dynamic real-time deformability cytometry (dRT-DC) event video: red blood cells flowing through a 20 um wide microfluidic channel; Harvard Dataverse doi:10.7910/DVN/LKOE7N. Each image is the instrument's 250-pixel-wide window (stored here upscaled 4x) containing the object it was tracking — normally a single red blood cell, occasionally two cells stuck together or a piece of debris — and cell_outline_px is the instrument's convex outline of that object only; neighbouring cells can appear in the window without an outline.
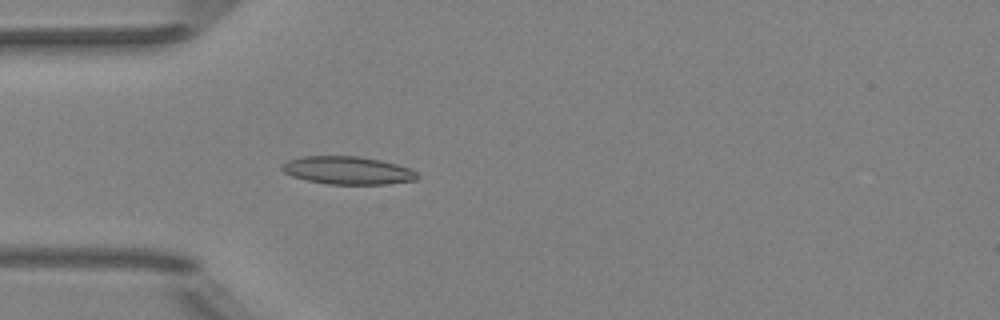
{"species": "Egyptian fruit bat (a non-hibernating species)", "species_latin": "Rousettus aegyptiacus", "temperature_condition": "room temperature", "stored_images_in_passage": 42, "camera_frame_rate_fps": 3000, "um_per_image_px": 0.085, "animal": {"sex": "female"}, "frame": {"image": 1, "passage_image": 6, "time_ms": 1.667, "image_size_px": [1000, 320], "cell_outline_px": [[420, 176], [416, 180], [384, 184], [328, 184], [308, 180], [292, 176], [284, 172], [280, 168], [280, 164], [288, 160], [300, 156], [360, 156], [380, 160], [412, 168]], "centroid_in_image_um": [29.55, 14.47], "position_along_channel_um": 55.5, "area_um2": 22.14}}
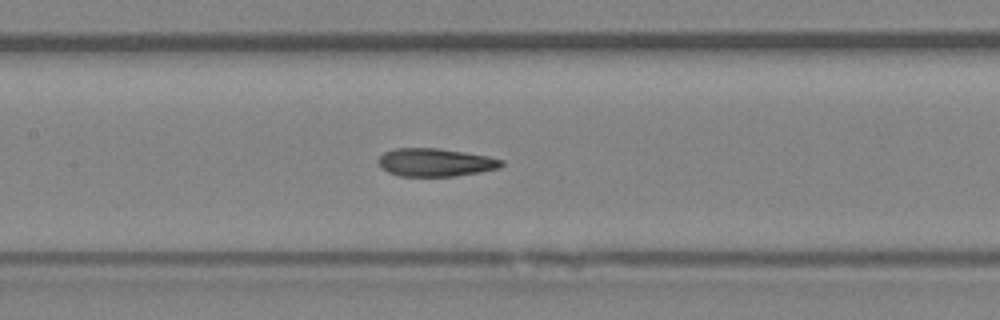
{"frame": {"image": 2, "passage_image": 15, "time_ms": 4.667, "image_size_px": [1000, 320], "cell_outline_px": [[504, 164], [500, 168], [480, 172], [456, 176], [400, 176], [388, 172], [380, 164], [380, 156], [384, 152], [396, 148], [440, 148], [488, 156], [504, 160]], "centroid_in_image_um": [37.06, 13.8], "position_along_channel_um": 170.3, "area_um2": 20.06}}
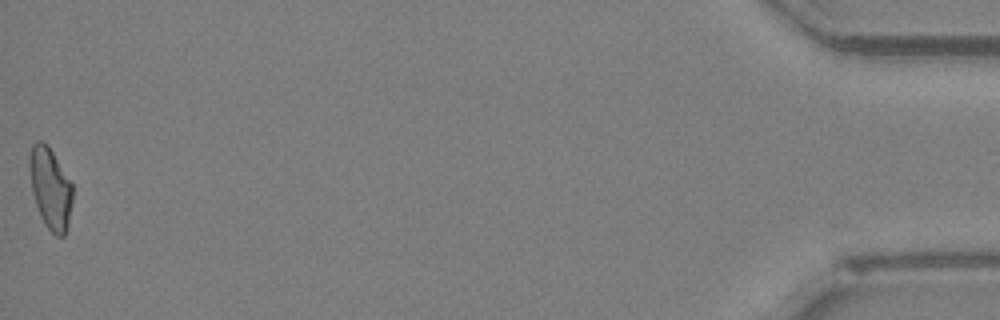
{"frame": {"image": 3, "passage_image": 42, "time_ms": 13.667, "image_size_px": [1000, 320], "cell_outline_px": [[72, 200], [68, 220], [64, 236], [56, 236], [44, 224], [40, 216], [32, 192], [28, 164], [28, 156], [32, 144], [36, 140], [44, 140], [48, 144], [72, 184]], "centroid_in_image_um": [4.24, 15.94], "position_along_channel_um": 431.0, "area_um2": 20.46}, "authors_computed_cell_mechanics": {"area_um2": 20.3456, "velocity_mm_per_s": 4.0299, "shape_relaxation_time_tau1_ms": 7.6016, "shape_relaxation_time_tau2_ms": 2.2343, "deformation_change_tau1": 0.1827, "deformation_change_tau2": 0.0883}}